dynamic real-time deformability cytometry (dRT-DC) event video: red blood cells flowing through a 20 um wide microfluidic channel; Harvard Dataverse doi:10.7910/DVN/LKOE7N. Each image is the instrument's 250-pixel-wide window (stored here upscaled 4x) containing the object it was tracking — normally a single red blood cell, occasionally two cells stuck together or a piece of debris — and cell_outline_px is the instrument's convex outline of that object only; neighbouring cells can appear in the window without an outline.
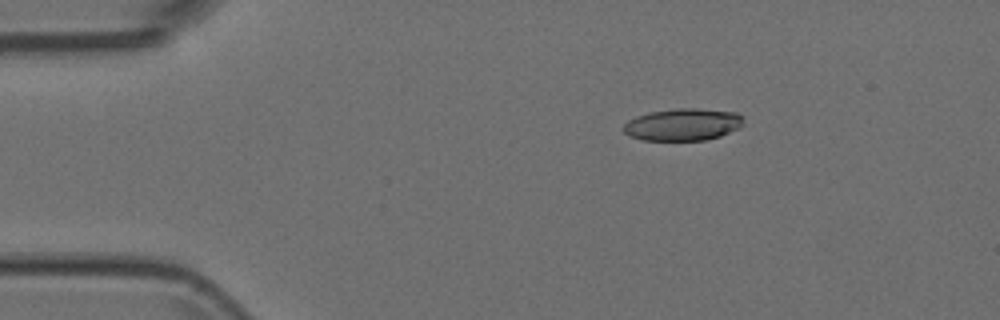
{"species": "Egyptian fruit bat (a non-hibernating species)", "species_latin": "Rousettus aegyptiacus", "temperature_condition": "room temperature", "stored_images_in_passage": 6, "camera_frame_rate_fps": 3000, "um_per_image_px": 0.085, "animal": {"sex": "female"}, "frame": {"image": 1, "passage_image": 3, "time_ms": 0.667, "image_size_px": [1000, 320], "cell_outline_px": [[744, 116], [740, 128], [720, 136], [704, 140], [640, 140], [628, 136], [624, 132], [624, 124], [628, 120], [636, 116], [652, 112], [676, 108], [696, 108], [736, 112]], "centroid_in_image_um": [58.05, 10.58], "position_along_channel_um": 27.0, "area_um2": 22.54}}
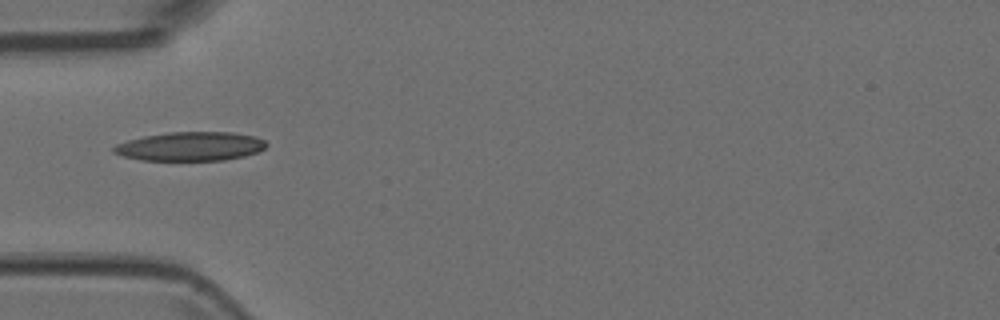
{"frame": {"image": 2, "passage_image": 5, "time_ms": 1.333, "image_size_px": [1000, 320], "cell_outline_px": [[268, 144], [264, 148], [256, 152], [244, 156], [224, 160], [140, 160], [124, 156], [112, 152], [112, 148], [116, 144], [128, 140], [144, 136], [168, 132], [236, 132], [256, 136], [264, 140]], "centroid_in_image_um": [16.19, 12.43], "position_along_channel_um": 68.8, "area_um2": 25.78}}
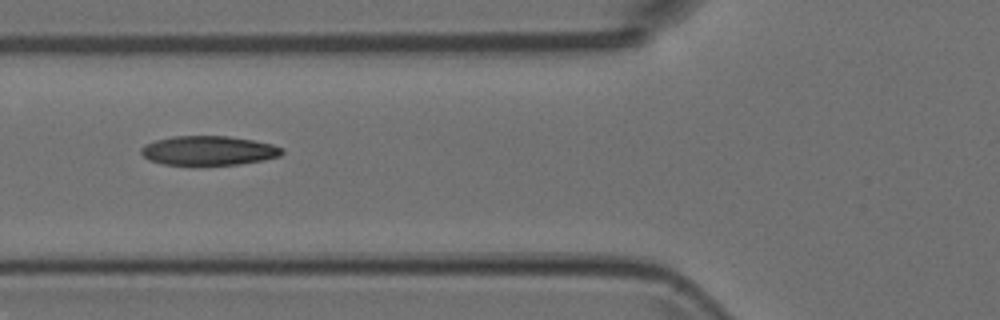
{"frame": {"image": 3, "passage_image": 6, "time_ms": 1.667, "image_size_px": [1000, 320], "cell_outline_px": [[284, 152], [280, 156], [264, 160], [240, 164], [164, 164], [148, 160], [140, 152], [140, 148], [144, 144], [156, 140], [172, 136], [228, 136], [252, 140], [272, 144], [284, 148]], "centroid_in_image_um": [17.73, 12.79], "position_along_channel_um": 108.1, "area_um2": 23.99}}